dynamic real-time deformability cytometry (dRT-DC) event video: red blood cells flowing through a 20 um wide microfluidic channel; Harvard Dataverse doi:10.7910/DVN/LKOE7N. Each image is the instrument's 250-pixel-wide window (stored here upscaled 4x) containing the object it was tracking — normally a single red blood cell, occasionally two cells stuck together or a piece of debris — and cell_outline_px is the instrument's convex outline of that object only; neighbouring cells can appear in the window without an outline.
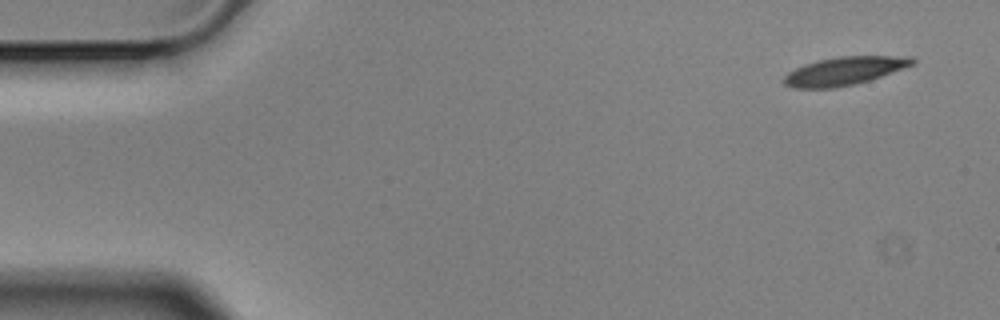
{"species": "Egyptian fruit bat (a non-hibernating species)", "species_latin": "Rousettus aegyptiacus", "temperature_condition": "cold", "stored_images_in_passage": 14, "camera_frame_rate_fps": 3000, "um_per_image_px": 0.085, "animal": {"sex": "male"}, "frame": {"image": 1, "passage_image": 1, "time_ms": 0.0, "image_size_px": [1000, 320], "cell_outline_px": [[916, 64], [856, 84], [832, 88], [792, 88], [784, 84], [784, 76], [788, 72], [804, 64], [820, 60], [840, 56], [912, 56], [916, 60]], "centroid_in_image_um": [71.79, 6.03], "position_along_channel_um": 13.2, "area_um2": 21.04}}
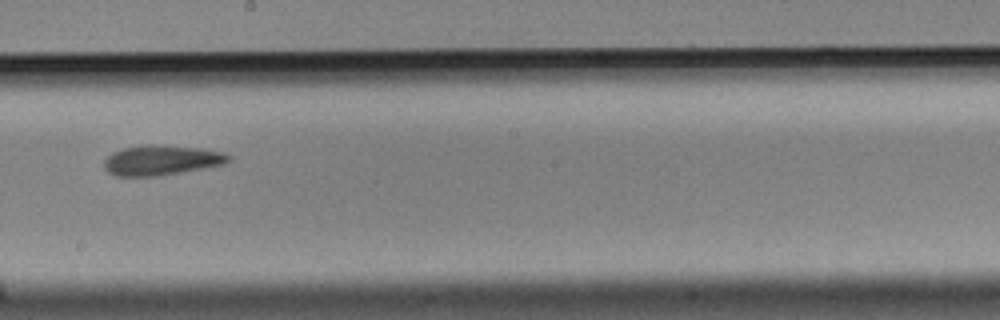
{"frame": {"image": 2, "passage_image": 8, "time_ms": 2.333, "image_size_px": [1000, 320], "cell_outline_px": [[232, 160], [224, 164], [204, 168], [156, 176], [116, 176], [108, 172], [104, 168], [104, 160], [112, 152], [124, 148], [148, 144], [160, 144], [204, 148], [224, 152], [232, 156]], "centroid_in_image_um": [13.76, 13.6], "position_along_channel_um": 234.4, "area_um2": 22.02}}
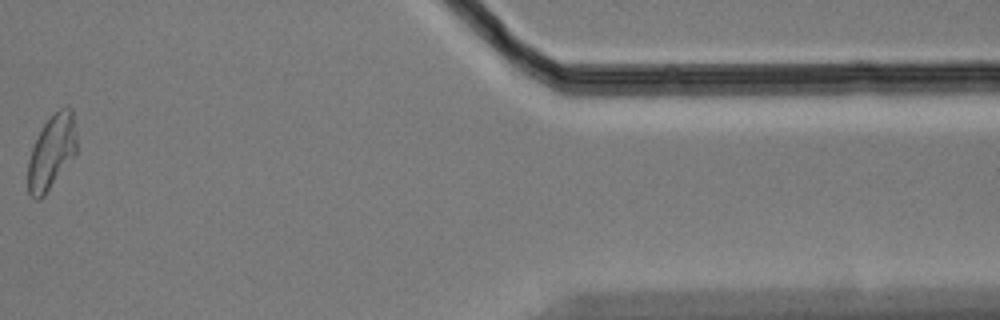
{"frame": {"image": 3, "passage_image": 13, "time_ms": 4.0, "image_size_px": [1000, 320], "cell_outline_px": [[76, 152], [44, 196], [40, 200], [36, 200], [28, 192], [28, 160], [36, 136], [44, 124], [60, 108], [68, 104], [72, 108], [76, 140]], "centroid_in_image_um": [4.37, 12.91], "position_along_channel_um": 407.0, "area_um2": 20.81}}